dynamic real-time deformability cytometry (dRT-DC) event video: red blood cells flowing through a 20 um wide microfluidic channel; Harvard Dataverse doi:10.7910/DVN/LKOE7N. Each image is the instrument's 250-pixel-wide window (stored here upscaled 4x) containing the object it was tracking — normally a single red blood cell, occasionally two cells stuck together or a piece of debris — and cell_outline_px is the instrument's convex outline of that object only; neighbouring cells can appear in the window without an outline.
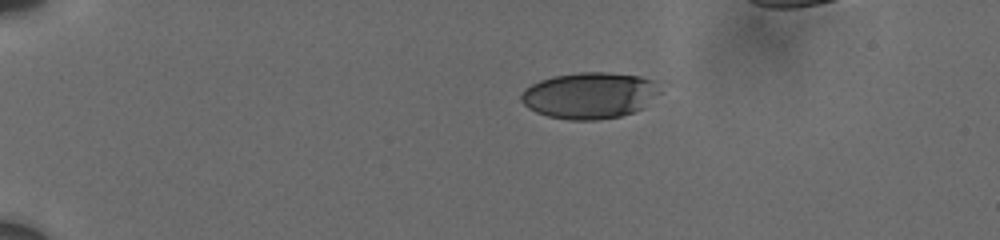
{"species": "human", "species_latin": "Homo sapiens", "temperature_condition": "cold", "stored_images_in_passage": 31, "camera_frame_rate_fps": 3000, "um_per_image_px": 0.085, "donor": {"sex": "male"}, "frame": {"image": 1, "passage_image": 1, "time_ms": 0.0, "image_size_px": [1000, 240], "cell_outline_px": [[660, 92], [644, 108], [620, 116], [596, 120], [568, 120], [548, 116], [536, 112], [528, 108], [520, 100], [520, 96], [524, 88], [540, 80], [552, 76], [580, 72], [608, 72], [640, 76], [652, 80]], "centroid_in_image_um": [50.08, 8.11], "position_along_channel_um": 34.9, "area_um2": 37.51}}
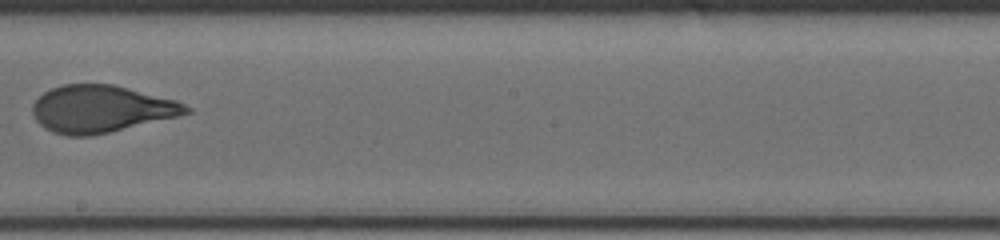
{"frame": {"image": 2, "passage_image": 16, "time_ms": 7.667, "image_size_px": [1000, 240], "cell_outline_px": [[192, 112], [176, 116], [92, 136], [68, 136], [52, 132], [44, 128], [36, 120], [32, 112], [32, 104], [44, 92], [52, 88], [64, 84], [112, 84], [176, 100], [192, 108]], "centroid_in_image_um": [8.56, 9.26], "position_along_channel_um": 239.6, "area_um2": 41.91}}
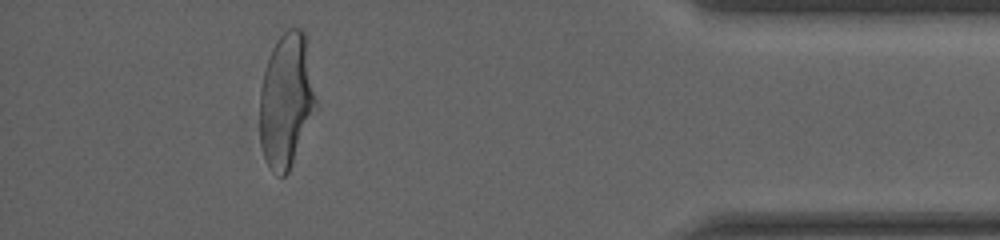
{"frame": {"image": 3, "passage_image": 29, "time_ms": 13.333, "image_size_px": [1000, 240], "cell_outline_px": [[316, 104], [288, 172], [284, 176], [280, 176], [272, 172], [264, 156], [260, 144], [260, 88], [268, 56], [276, 40], [288, 28], [300, 28], [304, 32], [316, 100]], "centroid_in_image_um": [24.29, 8.51], "position_along_channel_um": 410.9, "area_um2": 43.0}}